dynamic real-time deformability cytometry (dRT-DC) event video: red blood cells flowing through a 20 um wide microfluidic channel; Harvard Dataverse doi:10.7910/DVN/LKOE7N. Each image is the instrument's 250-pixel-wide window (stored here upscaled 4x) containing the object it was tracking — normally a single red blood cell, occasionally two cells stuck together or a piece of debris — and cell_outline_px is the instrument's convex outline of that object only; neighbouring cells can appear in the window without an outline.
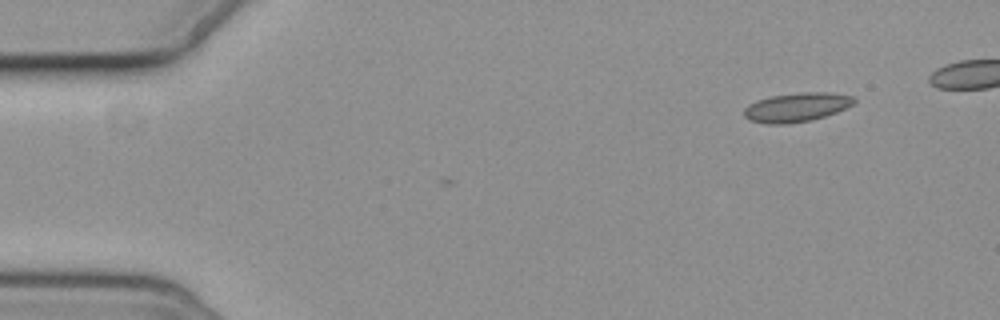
{"species": "common noctule bat (a hibernating species)", "species_latin": "Nyctalus noctula", "temperature_condition": "cold", "stored_images_in_passage": 3, "camera_frame_rate_fps": 3000, "um_per_image_px": 0.085, "animal": {"sex": "female", "body_mass_g": 19.3, "forearm_length_mm": 54.1}, "frame": {"image": 1, "passage_image": 3, "time_ms": 2.333, "image_size_px": [1000, 320], "cell_outline_px": [[856, 100], [852, 104], [836, 112], [812, 120], [788, 124], [768, 124], [748, 120], [744, 116], [744, 108], [748, 104], [756, 100], [772, 96], [804, 92], [828, 92], [856, 96]], "centroid_in_image_um": [67.69, 9.12], "position_along_channel_um": 17.3, "area_um2": 18.67}}